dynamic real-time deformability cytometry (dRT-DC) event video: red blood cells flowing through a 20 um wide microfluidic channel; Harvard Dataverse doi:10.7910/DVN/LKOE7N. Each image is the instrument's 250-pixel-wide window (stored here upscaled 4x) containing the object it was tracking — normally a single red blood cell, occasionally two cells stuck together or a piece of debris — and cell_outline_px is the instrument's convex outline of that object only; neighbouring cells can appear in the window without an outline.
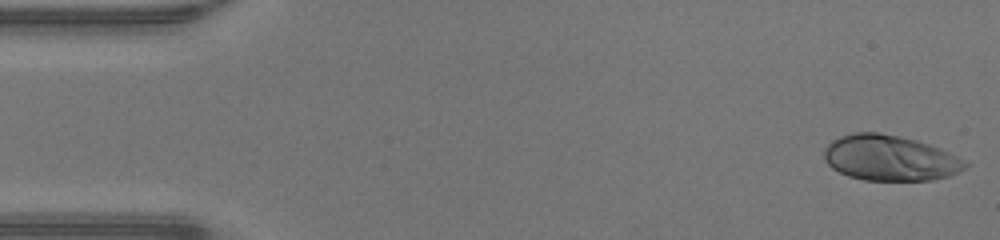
{"species": "human", "species_latin": "Homo sapiens", "temperature_condition": "warm", "stored_images_in_passage": 47, "camera_frame_rate_fps": 3000, "um_per_image_px": 0.085, "donor": {"sex": "male"}, "frame": {"image": 1, "passage_image": 1, "time_ms": 0.0, "image_size_px": [1000, 240], "cell_outline_px": [[968, 164], [960, 172], [948, 176], [932, 180], [864, 180], [848, 176], [832, 168], [824, 160], [824, 148], [832, 140], [840, 136], [852, 132], [880, 132], [900, 136], [916, 140], [940, 148], [956, 156]], "centroid_in_image_um": [75.6, 13.42], "position_along_channel_um": 9.4, "area_um2": 37.4}}
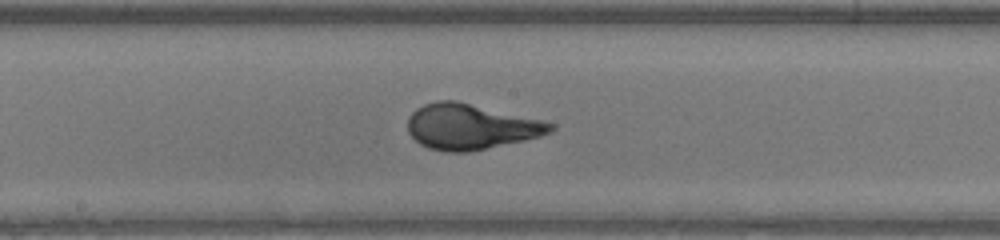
{"frame": {"image": 2, "passage_image": 24, "time_ms": 7.667, "image_size_px": [1000, 240], "cell_outline_px": [[556, 128], [552, 132], [540, 136], [524, 140], [468, 152], [444, 152], [428, 148], [420, 144], [408, 132], [408, 116], [416, 108], [424, 104], [436, 100], [456, 100], [544, 120], [556, 124]], "centroid_in_image_um": [40.02, 10.76], "position_along_channel_um": 208.2, "area_um2": 38.09}}
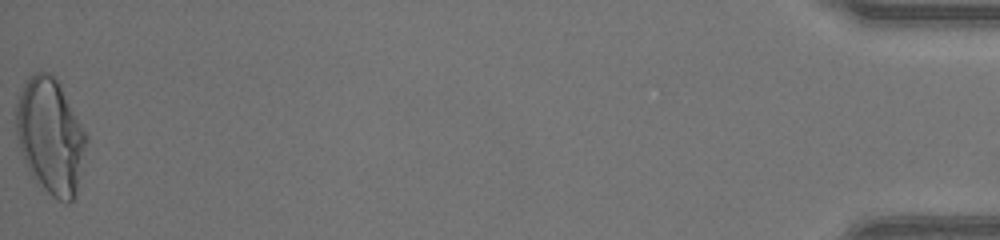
{"frame": {"image": 3, "passage_image": 47, "time_ms": 15.333, "image_size_px": [1000, 240], "cell_outline_px": [[88, 140], [76, 192], [72, 200], [68, 204], [64, 204], [52, 196], [32, 176], [24, 160], [16, 136], [16, 104], [24, 84], [28, 76], [36, 72], [48, 72], [60, 84], [88, 136]], "centroid_in_image_um": [4.29, 11.57], "position_along_channel_um": 430.9, "area_um2": 46.99}, "authors_computed_cell_mechanics": {"area_um2": 37.1654, "velocity_mm_per_s": 4.3342, "shape_relaxation_time_tau1_ms": 4.834, "shape_relaxation_time_tau2_ms": null, "deformation_change_tau1": 0.262, "deformation_change_tau2": null}}